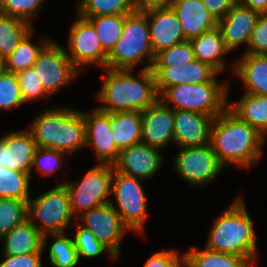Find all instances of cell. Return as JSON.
<instances>
[{"instance_id":"6da1fadb","label":"cell","mask_w":267,"mask_h":267,"mask_svg":"<svg viewBox=\"0 0 267 267\" xmlns=\"http://www.w3.org/2000/svg\"><path fill=\"white\" fill-rule=\"evenodd\" d=\"M267 137L240 119L228 107L213 120L210 144L226 168H253L261 159Z\"/></svg>"},{"instance_id":"7a4b0ae2","label":"cell","mask_w":267,"mask_h":267,"mask_svg":"<svg viewBox=\"0 0 267 267\" xmlns=\"http://www.w3.org/2000/svg\"><path fill=\"white\" fill-rule=\"evenodd\" d=\"M106 72L103 84L96 100L102 104L98 110L114 113L119 111H140L153 105L159 94L156 88L155 75L151 68L139 69H111Z\"/></svg>"},{"instance_id":"3957f363","label":"cell","mask_w":267,"mask_h":267,"mask_svg":"<svg viewBox=\"0 0 267 267\" xmlns=\"http://www.w3.org/2000/svg\"><path fill=\"white\" fill-rule=\"evenodd\" d=\"M208 234L205 247L238 255L252 267L256 265L257 236L243 195L236 197L224 213L217 216Z\"/></svg>"},{"instance_id":"277c9868","label":"cell","mask_w":267,"mask_h":267,"mask_svg":"<svg viewBox=\"0 0 267 267\" xmlns=\"http://www.w3.org/2000/svg\"><path fill=\"white\" fill-rule=\"evenodd\" d=\"M27 129L36 147L55 149L70 156L86 147V125L79 109L58 106L34 117Z\"/></svg>"},{"instance_id":"5b68a950","label":"cell","mask_w":267,"mask_h":267,"mask_svg":"<svg viewBox=\"0 0 267 267\" xmlns=\"http://www.w3.org/2000/svg\"><path fill=\"white\" fill-rule=\"evenodd\" d=\"M154 58L146 12L125 15L123 31L107 56L106 68L135 70L139 63H146L141 69H149Z\"/></svg>"},{"instance_id":"8992f818","label":"cell","mask_w":267,"mask_h":267,"mask_svg":"<svg viewBox=\"0 0 267 267\" xmlns=\"http://www.w3.org/2000/svg\"><path fill=\"white\" fill-rule=\"evenodd\" d=\"M229 84L217 80L196 84H179L165 88L159 99L174 110H187L212 117L221 114L228 107Z\"/></svg>"},{"instance_id":"52a82bcc","label":"cell","mask_w":267,"mask_h":267,"mask_svg":"<svg viewBox=\"0 0 267 267\" xmlns=\"http://www.w3.org/2000/svg\"><path fill=\"white\" fill-rule=\"evenodd\" d=\"M28 219L43 234L64 233L76 219L64 184H56L45 193L28 200ZM39 222V223H38Z\"/></svg>"},{"instance_id":"ba28073f","label":"cell","mask_w":267,"mask_h":267,"mask_svg":"<svg viewBox=\"0 0 267 267\" xmlns=\"http://www.w3.org/2000/svg\"><path fill=\"white\" fill-rule=\"evenodd\" d=\"M142 179L123 174L113 169L111 194L115 201L110 203L120 215L122 222L131 232L144 233L146 219L149 217L147 196Z\"/></svg>"},{"instance_id":"9c48e42d","label":"cell","mask_w":267,"mask_h":267,"mask_svg":"<svg viewBox=\"0 0 267 267\" xmlns=\"http://www.w3.org/2000/svg\"><path fill=\"white\" fill-rule=\"evenodd\" d=\"M113 165L96 164L80 181H65L75 218L95 207L109 203L112 189Z\"/></svg>"},{"instance_id":"30bf717a","label":"cell","mask_w":267,"mask_h":267,"mask_svg":"<svg viewBox=\"0 0 267 267\" xmlns=\"http://www.w3.org/2000/svg\"><path fill=\"white\" fill-rule=\"evenodd\" d=\"M173 168L179 177L194 187L205 188L225 169L210 143L182 147L173 159Z\"/></svg>"},{"instance_id":"8fae6325","label":"cell","mask_w":267,"mask_h":267,"mask_svg":"<svg viewBox=\"0 0 267 267\" xmlns=\"http://www.w3.org/2000/svg\"><path fill=\"white\" fill-rule=\"evenodd\" d=\"M75 14L69 30L68 48H65L67 56L79 72L92 64L101 69L106 68L108 54L103 50L93 24Z\"/></svg>"},{"instance_id":"7c38bea8","label":"cell","mask_w":267,"mask_h":267,"mask_svg":"<svg viewBox=\"0 0 267 267\" xmlns=\"http://www.w3.org/2000/svg\"><path fill=\"white\" fill-rule=\"evenodd\" d=\"M32 67L50 97L63 86L71 84L80 74L67 56L65 48L54 40L42 49Z\"/></svg>"},{"instance_id":"4fadbf2b","label":"cell","mask_w":267,"mask_h":267,"mask_svg":"<svg viewBox=\"0 0 267 267\" xmlns=\"http://www.w3.org/2000/svg\"><path fill=\"white\" fill-rule=\"evenodd\" d=\"M76 221L85 229L90 230L97 240L120 260L121 241L124 235L131 231L122 222L120 215L110 202L82 213Z\"/></svg>"},{"instance_id":"5bb4252c","label":"cell","mask_w":267,"mask_h":267,"mask_svg":"<svg viewBox=\"0 0 267 267\" xmlns=\"http://www.w3.org/2000/svg\"><path fill=\"white\" fill-rule=\"evenodd\" d=\"M80 111L86 125V146L94 150L96 163L113 165L120 150L113 141L111 113L95 107L90 112Z\"/></svg>"},{"instance_id":"9a60e30c","label":"cell","mask_w":267,"mask_h":267,"mask_svg":"<svg viewBox=\"0 0 267 267\" xmlns=\"http://www.w3.org/2000/svg\"><path fill=\"white\" fill-rule=\"evenodd\" d=\"M161 149L139 142L119 151L113 168L123 174L147 181L156 175L164 164Z\"/></svg>"},{"instance_id":"2e32d148","label":"cell","mask_w":267,"mask_h":267,"mask_svg":"<svg viewBox=\"0 0 267 267\" xmlns=\"http://www.w3.org/2000/svg\"><path fill=\"white\" fill-rule=\"evenodd\" d=\"M141 142L161 150L174 143V109L158 99L141 112Z\"/></svg>"},{"instance_id":"e0dca14e","label":"cell","mask_w":267,"mask_h":267,"mask_svg":"<svg viewBox=\"0 0 267 267\" xmlns=\"http://www.w3.org/2000/svg\"><path fill=\"white\" fill-rule=\"evenodd\" d=\"M36 148L27 128L0 135V167L26 172L31 177V166Z\"/></svg>"},{"instance_id":"ac0fdd59","label":"cell","mask_w":267,"mask_h":267,"mask_svg":"<svg viewBox=\"0 0 267 267\" xmlns=\"http://www.w3.org/2000/svg\"><path fill=\"white\" fill-rule=\"evenodd\" d=\"M261 13L237 2L225 17L218 21L226 48L232 52L249 43L251 33Z\"/></svg>"},{"instance_id":"d6986e66","label":"cell","mask_w":267,"mask_h":267,"mask_svg":"<svg viewBox=\"0 0 267 267\" xmlns=\"http://www.w3.org/2000/svg\"><path fill=\"white\" fill-rule=\"evenodd\" d=\"M215 117L187 110H174V144L179 148L210 143Z\"/></svg>"},{"instance_id":"ffe728a7","label":"cell","mask_w":267,"mask_h":267,"mask_svg":"<svg viewBox=\"0 0 267 267\" xmlns=\"http://www.w3.org/2000/svg\"><path fill=\"white\" fill-rule=\"evenodd\" d=\"M154 54L185 41L183 28L171 7L146 11Z\"/></svg>"},{"instance_id":"44dd1931","label":"cell","mask_w":267,"mask_h":267,"mask_svg":"<svg viewBox=\"0 0 267 267\" xmlns=\"http://www.w3.org/2000/svg\"><path fill=\"white\" fill-rule=\"evenodd\" d=\"M151 70L155 75L158 94L173 85L211 82L220 75L213 67L197 59L186 65L151 67Z\"/></svg>"},{"instance_id":"7402d4cb","label":"cell","mask_w":267,"mask_h":267,"mask_svg":"<svg viewBox=\"0 0 267 267\" xmlns=\"http://www.w3.org/2000/svg\"><path fill=\"white\" fill-rule=\"evenodd\" d=\"M175 12L186 40L217 27L218 22L207 10L202 0H175L170 6Z\"/></svg>"},{"instance_id":"603a6c76","label":"cell","mask_w":267,"mask_h":267,"mask_svg":"<svg viewBox=\"0 0 267 267\" xmlns=\"http://www.w3.org/2000/svg\"><path fill=\"white\" fill-rule=\"evenodd\" d=\"M231 71L245 86L244 92L267 95V57L265 54L242 53L233 60Z\"/></svg>"},{"instance_id":"cb8c5ba5","label":"cell","mask_w":267,"mask_h":267,"mask_svg":"<svg viewBox=\"0 0 267 267\" xmlns=\"http://www.w3.org/2000/svg\"><path fill=\"white\" fill-rule=\"evenodd\" d=\"M43 234L26 219L0 238L3 255L18 256L44 252ZM2 242V243H1Z\"/></svg>"},{"instance_id":"d4e9b609","label":"cell","mask_w":267,"mask_h":267,"mask_svg":"<svg viewBox=\"0 0 267 267\" xmlns=\"http://www.w3.org/2000/svg\"><path fill=\"white\" fill-rule=\"evenodd\" d=\"M190 42L195 59L210 65L219 74L227 69L224 58L230 51L226 48L218 27L203 32L198 37L192 38Z\"/></svg>"},{"instance_id":"484cf974","label":"cell","mask_w":267,"mask_h":267,"mask_svg":"<svg viewBox=\"0 0 267 267\" xmlns=\"http://www.w3.org/2000/svg\"><path fill=\"white\" fill-rule=\"evenodd\" d=\"M228 108L267 136V95L244 92L238 101L228 102Z\"/></svg>"},{"instance_id":"4316f807","label":"cell","mask_w":267,"mask_h":267,"mask_svg":"<svg viewBox=\"0 0 267 267\" xmlns=\"http://www.w3.org/2000/svg\"><path fill=\"white\" fill-rule=\"evenodd\" d=\"M113 141L119 150L141 142L142 115L140 111L111 113Z\"/></svg>"},{"instance_id":"83f0119b","label":"cell","mask_w":267,"mask_h":267,"mask_svg":"<svg viewBox=\"0 0 267 267\" xmlns=\"http://www.w3.org/2000/svg\"><path fill=\"white\" fill-rule=\"evenodd\" d=\"M183 267H252L243 257L235 254L199 249L193 246L183 253Z\"/></svg>"},{"instance_id":"f1b7e54d","label":"cell","mask_w":267,"mask_h":267,"mask_svg":"<svg viewBox=\"0 0 267 267\" xmlns=\"http://www.w3.org/2000/svg\"><path fill=\"white\" fill-rule=\"evenodd\" d=\"M35 30L30 31L19 43L16 49L3 62V70L17 74L33 66L39 53L51 41L48 38H40L33 43L32 37ZM40 40V41H39Z\"/></svg>"},{"instance_id":"f546056e","label":"cell","mask_w":267,"mask_h":267,"mask_svg":"<svg viewBox=\"0 0 267 267\" xmlns=\"http://www.w3.org/2000/svg\"><path fill=\"white\" fill-rule=\"evenodd\" d=\"M54 242L49 246L48 237ZM48 249V257L52 267H77L80 260L74 245L73 237L64 233H49L43 236V249Z\"/></svg>"},{"instance_id":"4dcf8cb0","label":"cell","mask_w":267,"mask_h":267,"mask_svg":"<svg viewBox=\"0 0 267 267\" xmlns=\"http://www.w3.org/2000/svg\"><path fill=\"white\" fill-rule=\"evenodd\" d=\"M33 29L26 21L0 13V60L9 56Z\"/></svg>"},{"instance_id":"1f68e13d","label":"cell","mask_w":267,"mask_h":267,"mask_svg":"<svg viewBox=\"0 0 267 267\" xmlns=\"http://www.w3.org/2000/svg\"><path fill=\"white\" fill-rule=\"evenodd\" d=\"M75 13L89 18L109 15H129L135 12L134 0H79Z\"/></svg>"},{"instance_id":"d6a6232c","label":"cell","mask_w":267,"mask_h":267,"mask_svg":"<svg viewBox=\"0 0 267 267\" xmlns=\"http://www.w3.org/2000/svg\"><path fill=\"white\" fill-rule=\"evenodd\" d=\"M30 174L0 167V198L27 201L30 194Z\"/></svg>"},{"instance_id":"836d02e7","label":"cell","mask_w":267,"mask_h":267,"mask_svg":"<svg viewBox=\"0 0 267 267\" xmlns=\"http://www.w3.org/2000/svg\"><path fill=\"white\" fill-rule=\"evenodd\" d=\"M87 19L93 24L103 50L109 54L120 39L125 15L96 16Z\"/></svg>"},{"instance_id":"e575fe53","label":"cell","mask_w":267,"mask_h":267,"mask_svg":"<svg viewBox=\"0 0 267 267\" xmlns=\"http://www.w3.org/2000/svg\"><path fill=\"white\" fill-rule=\"evenodd\" d=\"M74 224L76 229L73 232V241L79 260H81V258H96L107 252V255L110 256L112 262L119 261L106 246L97 240L90 230H87L79 225L77 221H74Z\"/></svg>"},{"instance_id":"d590c367","label":"cell","mask_w":267,"mask_h":267,"mask_svg":"<svg viewBox=\"0 0 267 267\" xmlns=\"http://www.w3.org/2000/svg\"><path fill=\"white\" fill-rule=\"evenodd\" d=\"M28 219V202L0 198V238Z\"/></svg>"},{"instance_id":"8d00e7d4","label":"cell","mask_w":267,"mask_h":267,"mask_svg":"<svg viewBox=\"0 0 267 267\" xmlns=\"http://www.w3.org/2000/svg\"><path fill=\"white\" fill-rule=\"evenodd\" d=\"M194 59L193 46L189 40H185L156 53L151 67L181 66L190 63Z\"/></svg>"},{"instance_id":"74e56055","label":"cell","mask_w":267,"mask_h":267,"mask_svg":"<svg viewBox=\"0 0 267 267\" xmlns=\"http://www.w3.org/2000/svg\"><path fill=\"white\" fill-rule=\"evenodd\" d=\"M46 0H0V13L15 17L34 25L32 20Z\"/></svg>"},{"instance_id":"f35d334b","label":"cell","mask_w":267,"mask_h":267,"mask_svg":"<svg viewBox=\"0 0 267 267\" xmlns=\"http://www.w3.org/2000/svg\"><path fill=\"white\" fill-rule=\"evenodd\" d=\"M23 104L17 75L3 70L0 73V109L8 111Z\"/></svg>"},{"instance_id":"ab89813d","label":"cell","mask_w":267,"mask_h":267,"mask_svg":"<svg viewBox=\"0 0 267 267\" xmlns=\"http://www.w3.org/2000/svg\"><path fill=\"white\" fill-rule=\"evenodd\" d=\"M66 153L50 148L37 147L34 153L31 172L37 170L38 174L49 177L63 166Z\"/></svg>"},{"instance_id":"60d3db41","label":"cell","mask_w":267,"mask_h":267,"mask_svg":"<svg viewBox=\"0 0 267 267\" xmlns=\"http://www.w3.org/2000/svg\"><path fill=\"white\" fill-rule=\"evenodd\" d=\"M21 94L23 97L24 103H29L31 101H37L38 99L48 100L50 99L49 95L45 92L40 80L38 79L36 72L33 67L25 69L16 74Z\"/></svg>"},{"instance_id":"b9f144b4","label":"cell","mask_w":267,"mask_h":267,"mask_svg":"<svg viewBox=\"0 0 267 267\" xmlns=\"http://www.w3.org/2000/svg\"><path fill=\"white\" fill-rule=\"evenodd\" d=\"M246 47V54L267 53V13L260 14Z\"/></svg>"},{"instance_id":"7bdbcfd3","label":"cell","mask_w":267,"mask_h":267,"mask_svg":"<svg viewBox=\"0 0 267 267\" xmlns=\"http://www.w3.org/2000/svg\"><path fill=\"white\" fill-rule=\"evenodd\" d=\"M143 267H183V253L177 250H160L153 253Z\"/></svg>"},{"instance_id":"ee69618b","label":"cell","mask_w":267,"mask_h":267,"mask_svg":"<svg viewBox=\"0 0 267 267\" xmlns=\"http://www.w3.org/2000/svg\"><path fill=\"white\" fill-rule=\"evenodd\" d=\"M43 252H34L18 256L4 255L0 267H42Z\"/></svg>"},{"instance_id":"f6af8a7d","label":"cell","mask_w":267,"mask_h":267,"mask_svg":"<svg viewBox=\"0 0 267 267\" xmlns=\"http://www.w3.org/2000/svg\"><path fill=\"white\" fill-rule=\"evenodd\" d=\"M237 2L238 0H202L217 22L222 20Z\"/></svg>"},{"instance_id":"bcb514c9","label":"cell","mask_w":267,"mask_h":267,"mask_svg":"<svg viewBox=\"0 0 267 267\" xmlns=\"http://www.w3.org/2000/svg\"><path fill=\"white\" fill-rule=\"evenodd\" d=\"M175 0H134L136 11L146 12L153 9L170 7Z\"/></svg>"},{"instance_id":"7dc6e473","label":"cell","mask_w":267,"mask_h":267,"mask_svg":"<svg viewBox=\"0 0 267 267\" xmlns=\"http://www.w3.org/2000/svg\"><path fill=\"white\" fill-rule=\"evenodd\" d=\"M238 2L261 14L267 13V0H238Z\"/></svg>"},{"instance_id":"c3c4849f","label":"cell","mask_w":267,"mask_h":267,"mask_svg":"<svg viewBox=\"0 0 267 267\" xmlns=\"http://www.w3.org/2000/svg\"><path fill=\"white\" fill-rule=\"evenodd\" d=\"M3 71V62L0 60V73Z\"/></svg>"}]
</instances>
